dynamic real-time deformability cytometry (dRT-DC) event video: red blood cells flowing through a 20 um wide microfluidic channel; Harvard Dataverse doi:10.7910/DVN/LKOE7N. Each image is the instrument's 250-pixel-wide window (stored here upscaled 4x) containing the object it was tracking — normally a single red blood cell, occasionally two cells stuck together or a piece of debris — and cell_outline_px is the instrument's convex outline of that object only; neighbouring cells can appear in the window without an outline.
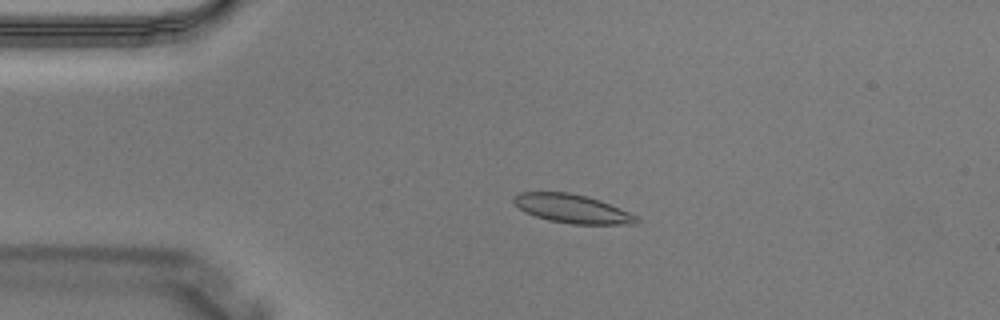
{"species": "Egyptian fruit bat (a non-hibernating species)", "species_latin": "Rousettus aegyptiacus", "temperature_condition": "warm", "stored_images_in_passage": 3, "camera_frame_rate_fps": 3000, "um_per_image_px": 0.085, "animal": {"sex": "male"}, "frame": {"image": 1, "passage_image": 2, "time_ms": 0.333, "image_size_px": [1000, 320], "cell_outline_px": [[636, 224], [572, 224], [548, 220], [524, 212], [512, 200], [512, 196], [520, 192], [568, 192], [600, 200], [628, 212], [636, 216]], "centroid_in_image_um": [48.58, 17.73], "position_along_channel_um": 36.4, "area_um2": 20.23}}